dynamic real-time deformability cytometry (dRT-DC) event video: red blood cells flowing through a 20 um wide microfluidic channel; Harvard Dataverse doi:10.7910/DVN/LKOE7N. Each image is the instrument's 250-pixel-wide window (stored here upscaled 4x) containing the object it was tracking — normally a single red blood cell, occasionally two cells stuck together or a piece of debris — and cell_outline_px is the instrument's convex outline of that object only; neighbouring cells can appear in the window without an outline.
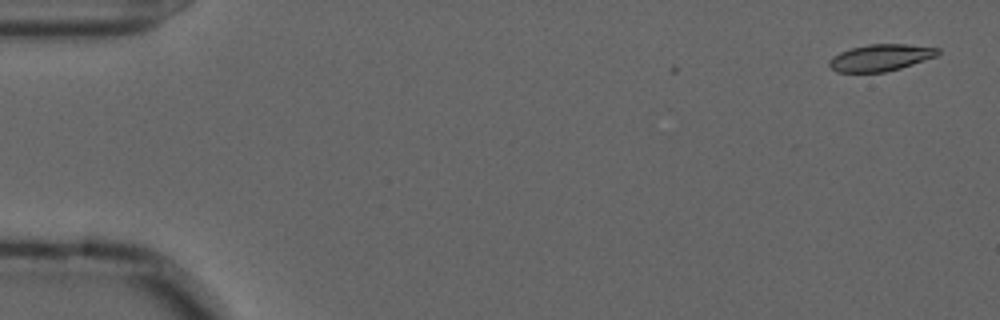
{"species": "common noctule bat (a hibernating species)", "species_latin": "Nyctalus noctula", "temperature_condition": "cold", "stored_images_in_passage": 3, "camera_frame_rate_fps": 3000, "um_per_image_px": 0.085, "animal": {"sex": "male", "forearm_length_mm": 52.5}, "frame": {"image": 1, "passage_image": 3, "time_ms": 0.667, "image_size_px": [1000, 320], "cell_outline_px": [[940, 52], [936, 56], [900, 68], [884, 72], [836, 72], [828, 64], [828, 60], [832, 56], [840, 52], [852, 48], [868, 44], [908, 44], [940, 48]], "centroid_in_image_um": [74.83, 4.89], "position_along_channel_um": 10.2, "area_um2": 16.88}}